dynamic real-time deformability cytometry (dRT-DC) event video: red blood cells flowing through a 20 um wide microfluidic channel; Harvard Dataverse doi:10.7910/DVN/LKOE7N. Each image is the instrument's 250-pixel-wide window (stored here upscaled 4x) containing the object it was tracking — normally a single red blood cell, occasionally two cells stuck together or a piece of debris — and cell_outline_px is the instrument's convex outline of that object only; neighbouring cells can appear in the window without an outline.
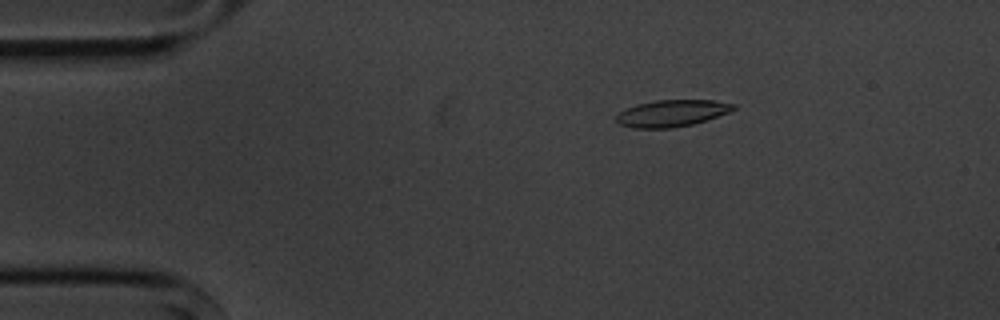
{"species": "common noctule bat (a hibernating species)", "species_latin": "Nyctalus noctula", "temperature_condition": "cold", "stored_images_in_passage": 8, "camera_frame_rate_fps": 3000, "um_per_image_px": 0.085, "animal": {"sex": "male", "body_mass_g": 20.1, "forearm_length_mm": 53.5}, "frame": {"image": 1, "passage_image": 3, "time_ms": 2.333, "image_size_px": [1000, 320], "cell_outline_px": [[736, 108], [728, 112], [708, 120], [692, 124], [672, 128], [632, 128], [620, 124], [616, 120], [616, 116], [620, 112], [636, 104], [656, 100], [712, 100], [736, 104]], "centroid_in_image_um": [57.12, 9.62], "position_along_channel_um": 27.9, "area_um2": 18.21}}
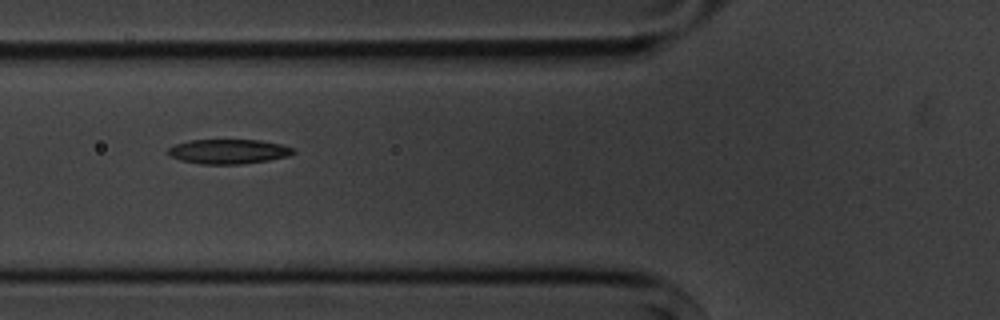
{"frame": {"image": 2, "passage_image": 6, "time_ms": 6.0, "image_size_px": [1000, 320], "cell_outline_px": [[296, 152], [288, 156], [268, 160], [240, 164], [200, 164], [180, 160], [168, 156], [164, 152], [168, 148], [176, 144], [188, 140], [260, 140], [280, 144], [296, 148]], "centroid_in_image_um": [19.38, 12.88], "position_along_channel_um": 106.4, "area_um2": 18.15}}
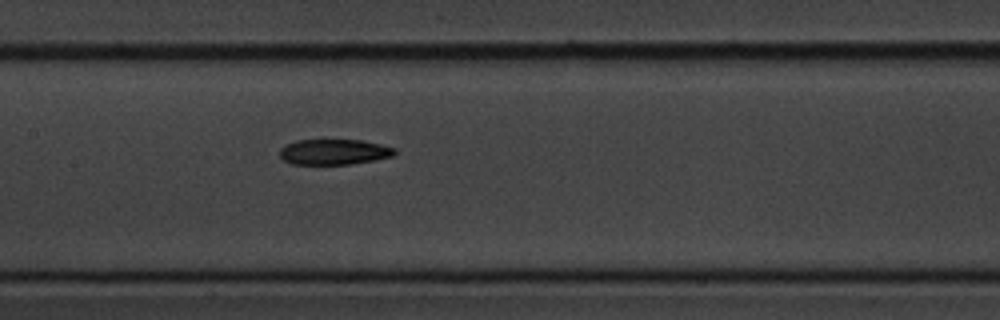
{"frame": {"image": 3, "passage_image": 8, "time_ms": 8.0, "image_size_px": [1000, 320], "cell_outline_px": [[396, 152], [392, 156], [372, 160], [348, 164], [292, 164], [284, 160], [280, 156], [280, 148], [284, 144], [296, 140], [364, 140], [396, 148]], "centroid_in_image_um": [28.36, 12.9], "position_along_channel_um": 179.0, "area_um2": 17.05}}